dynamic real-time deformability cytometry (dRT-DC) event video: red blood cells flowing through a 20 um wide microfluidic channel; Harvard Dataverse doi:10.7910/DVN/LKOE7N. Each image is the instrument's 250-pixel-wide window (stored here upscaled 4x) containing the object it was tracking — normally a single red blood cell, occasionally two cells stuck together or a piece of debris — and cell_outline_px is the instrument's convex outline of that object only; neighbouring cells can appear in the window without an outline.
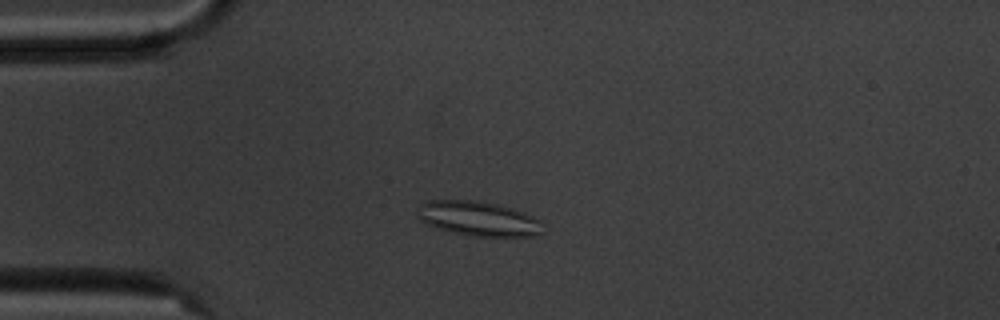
{"species": "common noctule bat (a hibernating species)", "species_latin": "Nyctalus noctula", "temperature_condition": "cold", "stored_images_in_passage": 12, "camera_frame_rate_fps": 3000, "um_per_image_px": 0.085, "animal": {"sex": "male", "body_mass_g": 20.1, "forearm_length_mm": 53.5}, "frame": {"image": 1, "passage_image": 3, "time_ms": 3.0, "image_size_px": [1000, 320], "cell_outline_px": [[544, 232], [536, 236], [472, 236], [452, 232], [436, 228], [420, 220], [416, 216], [420, 204], [428, 200], [476, 200], [496, 204], [512, 208], [524, 212], [540, 220]], "centroid_in_image_um": [40.66, 18.58], "position_along_channel_um": 44.3, "area_um2": 25.43}}
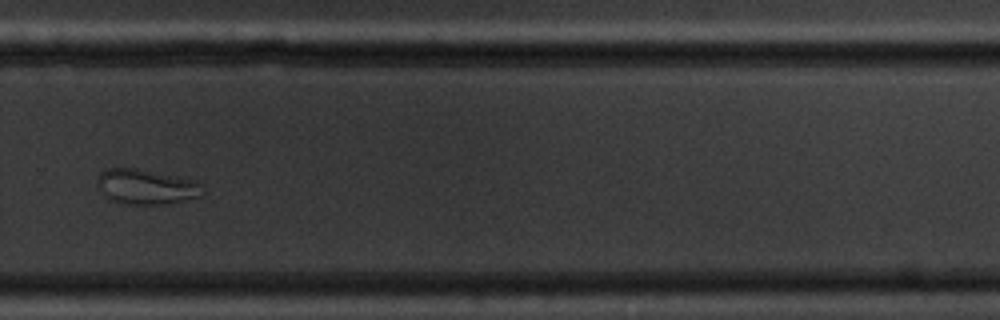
{"frame": {"image": 2, "passage_image": 10, "time_ms": 11.333, "image_size_px": [1000, 320], "cell_outline_px": [[204, 192], [200, 196], [168, 204], [128, 204], [108, 200], [100, 192], [96, 180], [96, 176], [100, 172], [108, 168], [136, 168], [196, 180], [200, 184]], "centroid_in_image_um": [12.38, 15.87], "position_along_channel_um": 317.4, "area_um2": 21.73}}
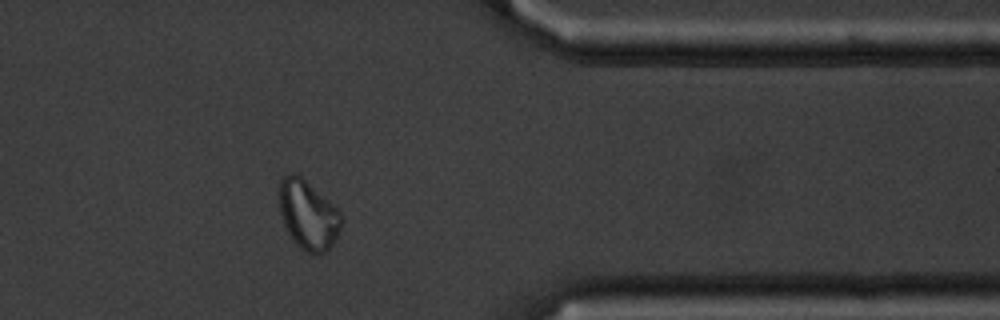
{"frame": {"image": 3, "passage_image": 12, "time_ms": 13.667, "image_size_px": [1000, 320], "cell_outline_px": [[344, 220], [336, 240], [324, 252], [316, 256], [300, 248], [288, 232], [284, 224], [280, 212], [280, 180], [288, 172], [292, 172], [300, 176], [336, 208], [344, 216]], "centroid_in_image_um": [26.21, 18.29], "position_along_channel_um": 385.2, "area_um2": 24.74}, "authors_computed_cell_mechanics": {"area_um2": 22.5998, "velocity_mm_per_s": 3.5149, "shape_relaxation_time_tau1_ms": null, "shape_relaxation_time_tau2_ms": 1.1942, "deformation_change_tau1": null, "deformation_change_tau2": 0.0608}}